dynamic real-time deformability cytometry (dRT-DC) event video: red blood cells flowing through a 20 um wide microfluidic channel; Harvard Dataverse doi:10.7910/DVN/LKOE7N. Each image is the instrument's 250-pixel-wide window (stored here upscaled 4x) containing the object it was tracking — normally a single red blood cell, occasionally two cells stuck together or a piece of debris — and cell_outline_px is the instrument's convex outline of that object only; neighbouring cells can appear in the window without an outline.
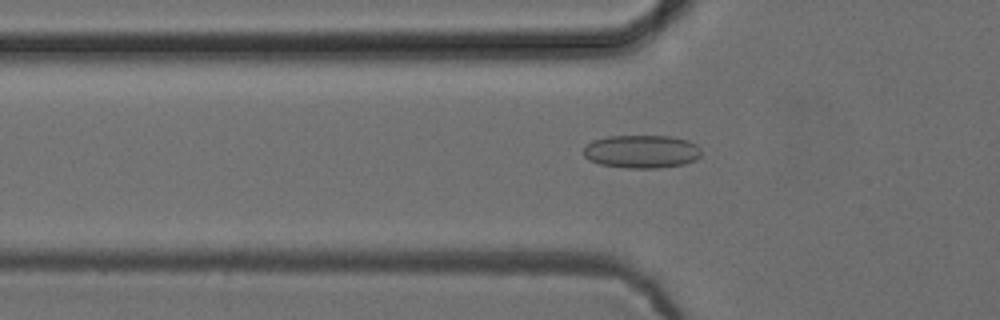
{"species": "common noctule bat (a hibernating species)", "species_latin": "Nyctalus noctula", "temperature_condition": "cold", "stored_images_in_passage": 52, "camera_frame_rate_fps": 3000, "um_per_image_px": 0.085, "animal": {"sex": "female", "body_mass_g": 24.6, "forearm_length_mm": 56.2}, "frame": {"image": 1, "passage_image": 17, "time_ms": 5.333, "image_size_px": [1000, 320], "cell_outline_px": [[700, 156], [696, 160], [684, 164], [660, 168], [624, 168], [600, 164], [588, 160], [584, 156], [584, 148], [592, 140], [608, 136], [672, 136], [688, 140], [696, 144], [700, 148]], "centroid_in_image_um": [54.54, 12.88], "position_along_channel_um": 71.3, "area_um2": 22.95}}
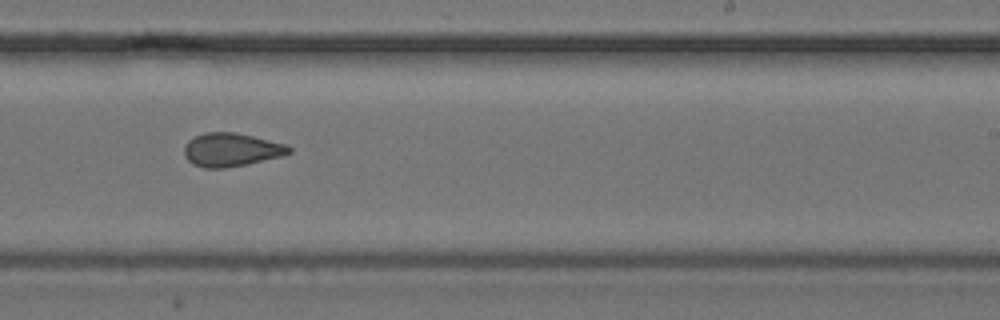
{"frame": {"image": 2, "passage_image": 32, "time_ms": 10.333, "image_size_px": [1000, 320], "cell_outline_px": [[292, 152], [284, 156], [248, 164], [224, 168], [204, 168], [192, 164], [184, 156], [184, 148], [188, 140], [204, 132], [236, 132], [284, 144], [292, 148]], "centroid_in_image_um": [19.65, 12.74], "position_along_channel_um": 269.3, "area_um2": 20.52}}
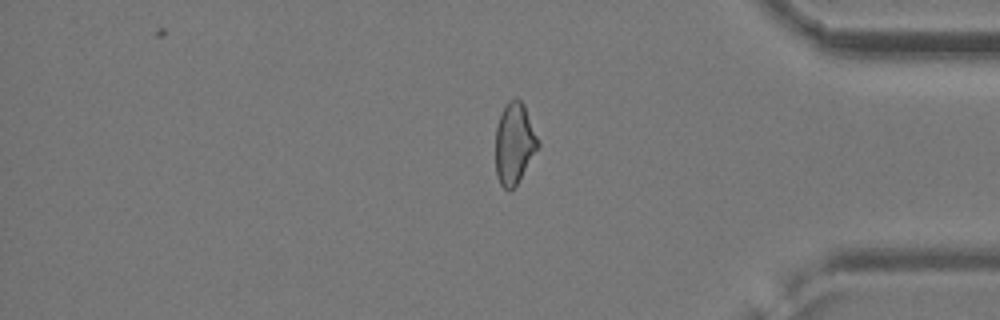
{"frame": {"image": 3, "passage_image": 43, "time_ms": 14.0, "image_size_px": [1000, 320], "cell_outline_px": [[540, 144], [516, 184], [508, 192], [500, 184], [496, 176], [496, 128], [500, 112], [504, 104], [508, 100], [520, 100], [524, 104]], "centroid_in_image_um": [43.69, 12.17], "position_along_channel_um": 391.5, "area_um2": 19.88}, "authors_computed_cell_mechanics": {"area_um2": 20.8947, "velocity_mm_per_s": 3.9506, "shape_relaxation_time_tau1_ms": null, "shape_relaxation_time_tau2_ms": 3.0964, "deformation_change_tau1": null, "deformation_change_tau2": 0.0909}}